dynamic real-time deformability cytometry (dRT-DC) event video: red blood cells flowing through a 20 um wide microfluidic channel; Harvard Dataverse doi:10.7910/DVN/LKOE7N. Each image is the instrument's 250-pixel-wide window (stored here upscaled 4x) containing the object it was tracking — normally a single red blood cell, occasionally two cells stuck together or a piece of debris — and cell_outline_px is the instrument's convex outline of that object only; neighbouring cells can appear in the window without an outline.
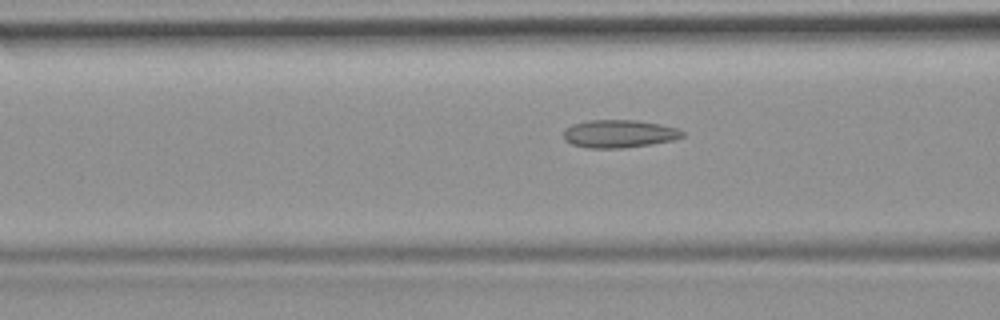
{"species": "common noctule bat (a hibernating species)", "species_latin": "Nyctalus noctula", "temperature_condition": "room temperature", "stored_images_in_passage": 53, "camera_frame_rate_fps": 3000, "um_per_image_px": 0.085, "animal": {"sex": "female", "body_mass_g": 19.9}, "frame": {"image": 1, "passage_image": 21, "time_ms": 6.667, "image_size_px": [1000, 320], "cell_outline_px": [[684, 136], [672, 140], [624, 148], [588, 148], [572, 144], [564, 140], [564, 128], [572, 124], [588, 120], [636, 120], [660, 124], [676, 128], [684, 132]], "centroid_in_image_um": [52.58, 11.36], "position_along_channel_um": 114.0, "area_um2": 19.25}}
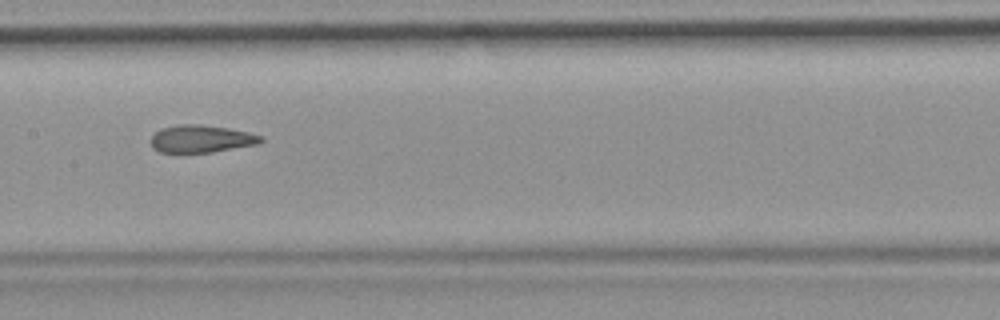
{"frame": {"image": 2, "passage_image": 27, "time_ms": 8.667, "image_size_px": [1000, 320], "cell_outline_px": [[264, 140], [260, 144], [212, 152], [160, 152], [152, 148], [152, 136], [160, 128], [180, 124], [200, 124], [228, 128], [248, 132], [264, 136]], "centroid_in_image_um": [17.15, 11.79], "position_along_channel_um": 190.3, "area_um2": 17.69}}
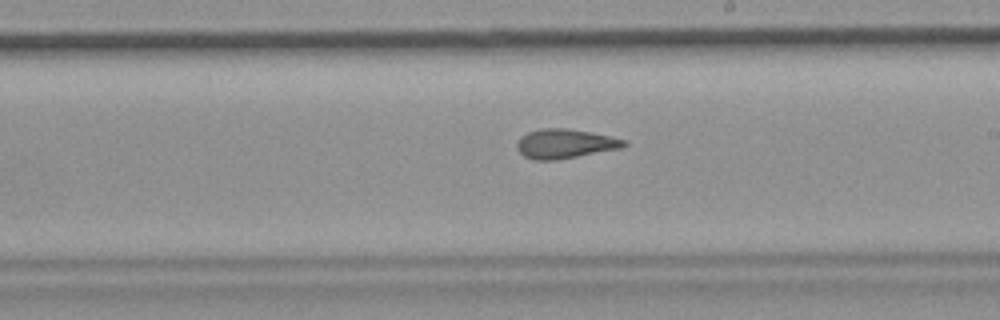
{"frame": {"image": 3, "passage_image": 31, "time_ms": 10.0, "image_size_px": [1000, 320], "cell_outline_px": [[628, 144], [624, 148], [556, 160], [532, 160], [524, 156], [516, 148], [516, 144], [528, 132], [540, 128], [568, 128], [628, 140]], "centroid_in_image_um": [48.06, 12.22], "position_along_channel_um": 240.9, "area_um2": 18.32}, "authors_computed_cell_mechanics": {"area_um2": 18.785, "velocity_mm_per_s": 3.8181, "shape_relaxation_time_tau1_ms": null, "shape_relaxation_time_tau2_ms": 1.9607, "deformation_change_tau1": null, "deformation_change_tau2": 0.1055}}